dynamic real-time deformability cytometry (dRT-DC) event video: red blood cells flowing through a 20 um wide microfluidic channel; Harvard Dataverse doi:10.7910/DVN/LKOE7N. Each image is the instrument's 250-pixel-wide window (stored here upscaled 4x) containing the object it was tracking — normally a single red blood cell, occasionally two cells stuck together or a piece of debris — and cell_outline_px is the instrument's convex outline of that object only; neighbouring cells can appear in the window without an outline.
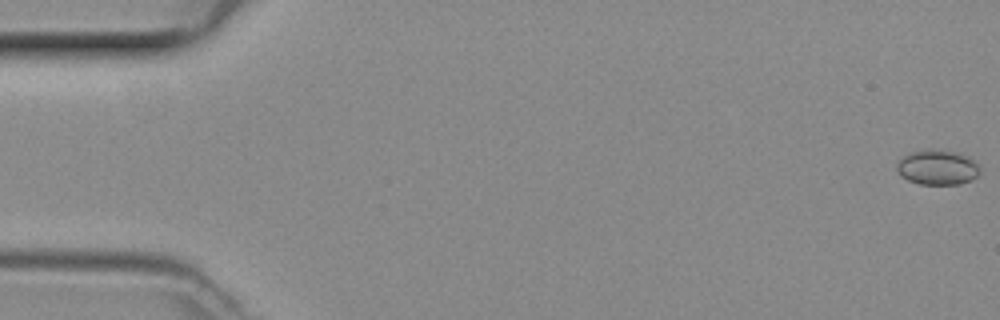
{"species": "common noctule bat (a hibernating species)", "species_latin": "Nyctalus noctula", "temperature_condition": "room temperature", "stored_images_in_passage": 40, "camera_frame_rate_fps": 3000, "um_per_image_px": 0.085, "animal": {"sex": "female", "body_mass_g": 29.2, "forearm_length_mm": 56.3}, "frame": {"image": 1, "passage_image": 1, "time_ms": 0.0, "image_size_px": [1000, 320], "cell_outline_px": [[980, 172], [972, 180], [960, 184], [920, 184], [908, 180], [900, 176], [896, 168], [896, 164], [904, 156], [912, 152], [928, 148], [932, 148], [960, 152], [968, 156], [980, 164]], "centroid_in_image_um": [79.71, 14.21], "position_along_channel_um": 5.3, "area_um2": 17.28}}
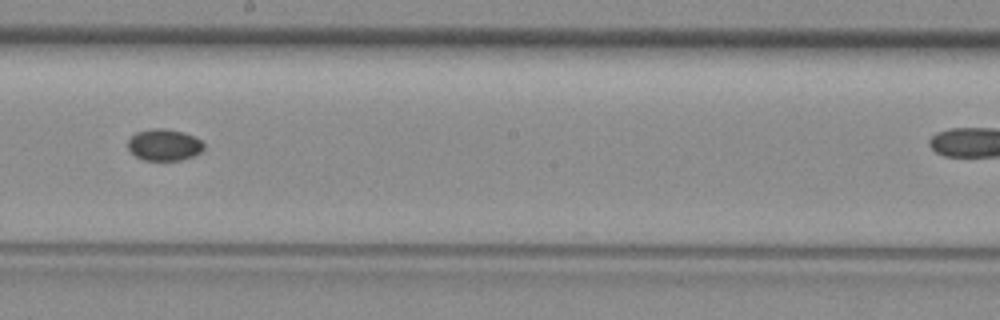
{"frame": {"image": 2, "passage_image": 28, "time_ms": 9.0, "image_size_px": [1000, 320], "cell_outline_px": [[204, 148], [200, 152], [192, 156], [180, 160], [144, 160], [136, 156], [128, 148], [128, 140], [136, 132], [152, 128], [164, 128], [184, 132], [200, 140], [204, 144]], "centroid_in_image_um": [13.94, 12.3], "position_along_channel_um": 234.3, "area_um2": 13.87}}
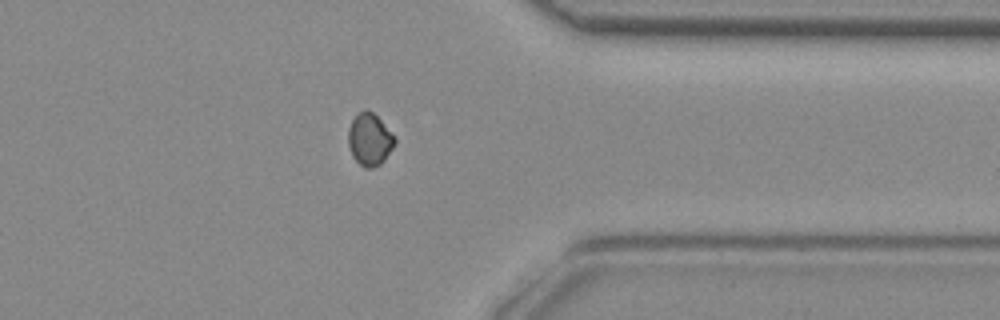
{"frame": {"image": 3, "passage_image": 39, "time_ms": 12.667, "image_size_px": [1000, 320], "cell_outline_px": [[396, 140], [392, 148], [384, 160], [380, 164], [372, 168], [364, 168], [352, 156], [348, 144], [348, 128], [352, 120], [364, 108], [372, 112], [396, 136]], "centroid_in_image_um": [31.42, 11.86], "position_along_channel_um": 380.0, "area_um2": 14.1}}